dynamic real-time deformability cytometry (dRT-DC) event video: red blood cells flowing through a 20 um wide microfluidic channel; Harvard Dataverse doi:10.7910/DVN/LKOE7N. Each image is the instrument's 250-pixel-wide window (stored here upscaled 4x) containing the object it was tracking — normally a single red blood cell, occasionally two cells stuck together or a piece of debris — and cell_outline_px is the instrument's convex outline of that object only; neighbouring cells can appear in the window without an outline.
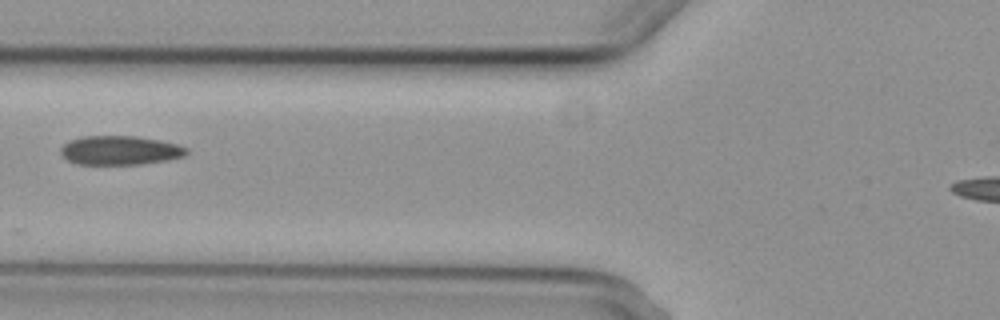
{"species": "common noctule bat (a hibernating species)", "species_latin": "Nyctalus noctula", "temperature_condition": "cold", "stored_images_in_passage": 3, "camera_frame_rate_fps": 3000, "um_per_image_px": 0.085, "animal": {"sex": "female", "body_mass_g": 29.2, "forearm_length_mm": 56.3}, "frame": {"image": 1, "passage_image": 3, "time_ms": 2.333, "image_size_px": [1000, 320], "cell_outline_px": [[188, 152], [184, 156], [168, 160], [140, 164], [76, 164], [68, 160], [60, 152], [60, 148], [68, 140], [80, 136], [136, 136], [160, 140], [176, 144], [188, 148]], "centroid_in_image_um": [10.19, 12.77], "position_along_channel_um": 115.6, "area_um2": 21.39}}